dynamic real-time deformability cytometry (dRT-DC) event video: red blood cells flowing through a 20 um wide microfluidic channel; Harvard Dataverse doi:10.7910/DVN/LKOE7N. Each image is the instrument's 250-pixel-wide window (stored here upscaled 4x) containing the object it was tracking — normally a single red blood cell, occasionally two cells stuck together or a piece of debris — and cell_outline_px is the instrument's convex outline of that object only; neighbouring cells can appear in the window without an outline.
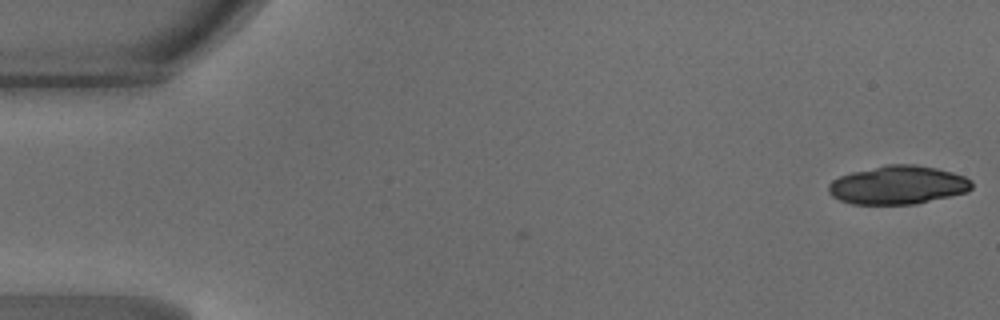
{"species": "common noctule bat (a hibernating species)", "species_latin": "Nyctalus noctula", "temperature_condition": "warm", "stored_images_in_passage": 2, "camera_frame_rate_fps": 3000, "um_per_image_px": 0.085, "animal": {"sex": "male", "body_mass_g": 18.8}, "frame": {"image": 1, "passage_image": 2, "time_ms": 0.333, "image_size_px": [1000, 320], "cell_outline_px": [[972, 188], [968, 192], [916, 204], [852, 204], [840, 200], [832, 196], [828, 192], [828, 184], [832, 180], [840, 176], [852, 172], [888, 164], [916, 164], [936, 168], [952, 172], [964, 176], [972, 180]], "centroid_in_image_um": [76.33, 15.73], "position_along_channel_um": 8.7, "area_um2": 32.25}}